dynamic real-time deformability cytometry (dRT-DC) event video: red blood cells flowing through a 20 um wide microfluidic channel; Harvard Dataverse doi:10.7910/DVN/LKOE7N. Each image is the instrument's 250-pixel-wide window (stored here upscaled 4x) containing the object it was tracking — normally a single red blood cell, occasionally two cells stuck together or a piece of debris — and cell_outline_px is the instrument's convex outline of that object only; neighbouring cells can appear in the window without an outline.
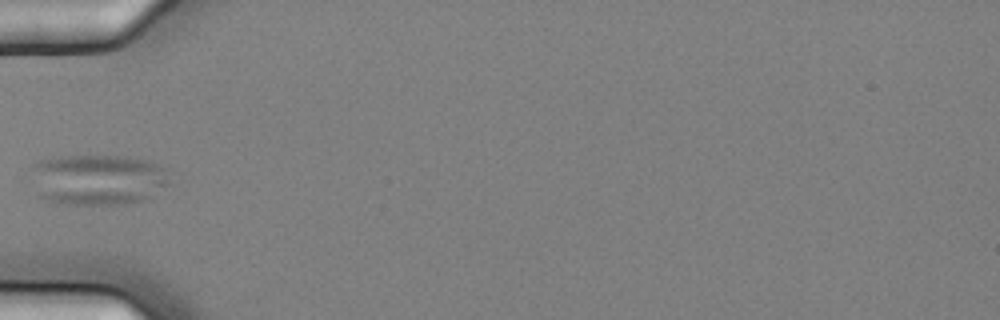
{"species": "common noctule bat (a hibernating species)", "species_latin": "Nyctalus noctula", "temperature_condition": "cold", "stored_images_in_passage": 15, "segment_of_instrument_passage": [2, 2], "camera_frame_rate_fps": 3000, "um_per_image_px": 0.085, "animal": {"sex": "female", "body_mass_g": 25.1}, "frame": {"image": 1, "passage_image": 5, "time_ms": 1.333, "image_size_px": [1000, 320], "cell_outline_px": [[168, 184], [144, 200], [128, 204], [68, 204], [44, 200], [36, 196], [32, 164], [36, 160], [52, 156], [124, 156], [148, 160], [164, 168]], "centroid_in_image_um": [8.24, 15.26], "position_along_channel_um": 76.8, "area_um2": 41.21}}
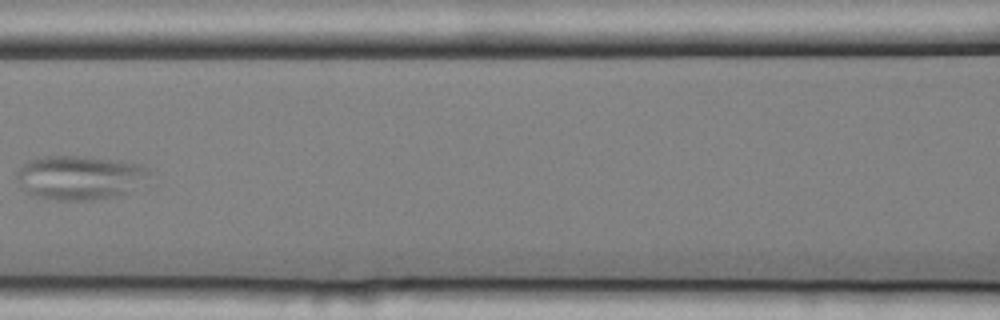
{"frame": {"image": 2, "passage_image": 7, "time_ms": 2.0, "image_size_px": [1000, 320], "cell_outline_px": [[148, 172], [124, 192], [112, 196], [88, 200], [60, 200], [36, 196], [28, 192], [16, 180], [16, 172], [28, 160], [44, 156], [84, 156], [120, 160], [140, 164], [148, 168]], "centroid_in_image_um": [6.65, 15.05], "position_along_channel_um": 160.0, "area_um2": 33.0}}
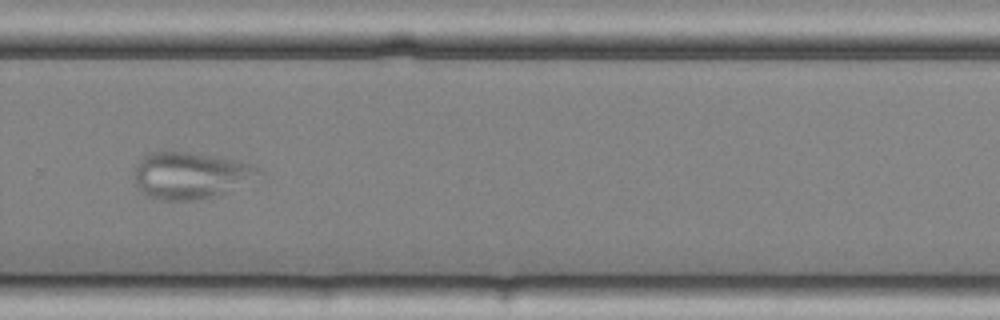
{"frame": {"image": 3, "passage_image": 11, "time_ms": 3.333, "image_size_px": [1000, 320], "cell_outline_px": [[264, 172], [224, 192], [196, 200], [156, 200], [148, 196], [136, 184], [136, 164], [148, 152], [188, 152], [256, 164]], "centroid_in_image_um": [16.16, 14.9], "position_along_channel_um": 313.6, "area_um2": 33.0}}